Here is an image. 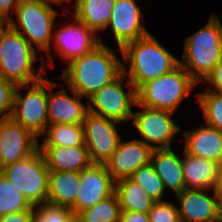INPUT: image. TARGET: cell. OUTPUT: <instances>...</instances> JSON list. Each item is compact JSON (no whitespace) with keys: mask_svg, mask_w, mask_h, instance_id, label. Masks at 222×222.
<instances>
[{"mask_svg":"<svg viewBox=\"0 0 222 222\" xmlns=\"http://www.w3.org/2000/svg\"><path fill=\"white\" fill-rule=\"evenodd\" d=\"M49 169L39 149L25 159L2 168L1 173L31 206L47 203Z\"/></svg>","mask_w":222,"mask_h":222,"instance_id":"obj_8","label":"cell"},{"mask_svg":"<svg viewBox=\"0 0 222 222\" xmlns=\"http://www.w3.org/2000/svg\"><path fill=\"white\" fill-rule=\"evenodd\" d=\"M0 22L4 25L6 22L0 17Z\"/></svg>","mask_w":222,"mask_h":222,"instance_id":"obj_40","label":"cell"},{"mask_svg":"<svg viewBox=\"0 0 222 222\" xmlns=\"http://www.w3.org/2000/svg\"><path fill=\"white\" fill-rule=\"evenodd\" d=\"M121 123L103 116L87 113L82 123L84 144L92 164H105L116 151L121 136Z\"/></svg>","mask_w":222,"mask_h":222,"instance_id":"obj_11","label":"cell"},{"mask_svg":"<svg viewBox=\"0 0 222 222\" xmlns=\"http://www.w3.org/2000/svg\"><path fill=\"white\" fill-rule=\"evenodd\" d=\"M118 143L116 151L105 163L108 173L118 181L124 178H130L139 168L148 165L154 149L140 139H132Z\"/></svg>","mask_w":222,"mask_h":222,"instance_id":"obj_17","label":"cell"},{"mask_svg":"<svg viewBox=\"0 0 222 222\" xmlns=\"http://www.w3.org/2000/svg\"><path fill=\"white\" fill-rule=\"evenodd\" d=\"M39 52L7 23L0 28V76L16 85H28L44 78L45 61L38 58ZM41 61V68L34 69Z\"/></svg>","mask_w":222,"mask_h":222,"instance_id":"obj_3","label":"cell"},{"mask_svg":"<svg viewBox=\"0 0 222 222\" xmlns=\"http://www.w3.org/2000/svg\"><path fill=\"white\" fill-rule=\"evenodd\" d=\"M195 96L200 103L206 125L222 132V93L207 90Z\"/></svg>","mask_w":222,"mask_h":222,"instance_id":"obj_29","label":"cell"},{"mask_svg":"<svg viewBox=\"0 0 222 222\" xmlns=\"http://www.w3.org/2000/svg\"><path fill=\"white\" fill-rule=\"evenodd\" d=\"M38 149L49 170L81 172L92 164L86 146H38Z\"/></svg>","mask_w":222,"mask_h":222,"instance_id":"obj_20","label":"cell"},{"mask_svg":"<svg viewBox=\"0 0 222 222\" xmlns=\"http://www.w3.org/2000/svg\"><path fill=\"white\" fill-rule=\"evenodd\" d=\"M114 193L121 211L148 213L155 202L146 190L131 178L116 181Z\"/></svg>","mask_w":222,"mask_h":222,"instance_id":"obj_25","label":"cell"},{"mask_svg":"<svg viewBox=\"0 0 222 222\" xmlns=\"http://www.w3.org/2000/svg\"><path fill=\"white\" fill-rule=\"evenodd\" d=\"M80 189L70 207L76 216L80 211L93 207L114 193L115 181L105 164H91L80 172Z\"/></svg>","mask_w":222,"mask_h":222,"instance_id":"obj_14","label":"cell"},{"mask_svg":"<svg viewBox=\"0 0 222 222\" xmlns=\"http://www.w3.org/2000/svg\"><path fill=\"white\" fill-rule=\"evenodd\" d=\"M0 222H34V207L27 211L9 213L0 217Z\"/></svg>","mask_w":222,"mask_h":222,"instance_id":"obj_35","label":"cell"},{"mask_svg":"<svg viewBox=\"0 0 222 222\" xmlns=\"http://www.w3.org/2000/svg\"><path fill=\"white\" fill-rule=\"evenodd\" d=\"M119 222H150L148 213L121 211Z\"/></svg>","mask_w":222,"mask_h":222,"instance_id":"obj_37","label":"cell"},{"mask_svg":"<svg viewBox=\"0 0 222 222\" xmlns=\"http://www.w3.org/2000/svg\"><path fill=\"white\" fill-rule=\"evenodd\" d=\"M182 155L183 178L185 182V189H198L212 191L217 174L218 163L192 156L185 151Z\"/></svg>","mask_w":222,"mask_h":222,"instance_id":"obj_22","label":"cell"},{"mask_svg":"<svg viewBox=\"0 0 222 222\" xmlns=\"http://www.w3.org/2000/svg\"><path fill=\"white\" fill-rule=\"evenodd\" d=\"M62 27V28H61ZM59 29H53L51 43L54 50L67 62L86 55L100 43L105 44L101 37L74 16V22L63 24Z\"/></svg>","mask_w":222,"mask_h":222,"instance_id":"obj_12","label":"cell"},{"mask_svg":"<svg viewBox=\"0 0 222 222\" xmlns=\"http://www.w3.org/2000/svg\"><path fill=\"white\" fill-rule=\"evenodd\" d=\"M30 85L16 86L11 117L39 139L49 124L46 90L52 92L56 83L42 78ZM23 88H29L24 96L20 93Z\"/></svg>","mask_w":222,"mask_h":222,"instance_id":"obj_7","label":"cell"},{"mask_svg":"<svg viewBox=\"0 0 222 222\" xmlns=\"http://www.w3.org/2000/svg\"><path fill=\"white\" fill-rule=\"evenodd\" d=\"M38 146H85L82 124H48Z\"/></svg>","mask_w":222,"mask_h":222,"instance_id":"obj_26","label":"cell"},{"mask_svg":"<svg viewBox=\"0 0 222 222\" xmlns=\"http://www.w3.org/2000/svg\"><path fill=\"white\" fill-rule=\"evenodd\" d=\"M142 12L136 0H115L106 28L111 29L120 53L123 45L150 33L142 25Z\"/></svg>","mask_w":222,"mask_h":222,"instance_id":"obj_15","label":"cell"},{"mask_svg":"<svg viewBox=\"0 0 222 222\" xmlns=\"http://www.w3.org/2000/svg\"><path fill=\"white\" fill-rule=\"evenodd\" d=\"M69 96L66 88H61L54 93H48L47 114L49 124H82L88 111V104L74 90Z\"/></svg>","mask_w":222,"mask_h":222,"instance_id":"obj_18","label":"cell"},{"mask_svg":"<svg viewBox=\"0 0 222 222\" xmlns=\"http://www.w3.org/2000/svg\"><path fill=\"white\" fill-rule=\"evenodd\" d=\"M209 190L185 189L176 194L182 222H217L222 218V200Z\"/></svg>","mask_w":222,"mask_h":222,"instance_id":"obj_16","label":"cell"},{"mask_svg":"<svg viewBox=\"0 0 222 222\" xmlns=\"http://www.w3.org/2000/svg\"><path fill=\"white\" fill-rule=\"evenodd\" d=\"M34 222H75V215L68 207L43 203L34 207Z\"/></svg>","mask_w":222,"mask_h":222,"instance_id":"obj_31","label":"cell"},{"mask_svg":"<svg viewBox=\"0 0 222 222\" xmlns=\"http://www.w3.org/2000/svg\"><path fill=\"white\" fill-rule=\"evenodd\" d=\"M135 106L143 108L133 112L131 119L142 141L153 149L171 148L172 141L181 131V126L171 118L173 112L147 108L138 103Z\"/></svg>","mask_w":222,"mask_h":222,"instance_id":"obj_10","label":"cell"},{"mask_svg":"<svg viewBox=\"0 0 222 222\" xmlns=\"http://www.w3.org/2000/svg\"><path fill=\"white\" fill-rule=\"evenodd\" d=\"M114 3L115 0H75L72 16L82 21L99 36L98 31L106 30Z\"/></svg>","mask_w":222,"mask_h":222,"instance_id":"obj_24","label":"cell"},{"mask_svg":"<svg viewBox=\"0 0 222 222\" xmlns=\"http://www.w3.org/2000/svg\"><path fill=\"white\" fill-rule=\"evenodd\" d=\"M39 139L12 117L0 119L2 168L27 158L38 149Z\"/></svg>","mask_w":222,"mask_h":222,"instance_id":"obj_13","label":"cell"},{"mask_svg":"<svg viewBox=\"0 0 222 222\" xmlns=\"http://www.w3.org/2000/svg\"><path fill=\"white\" fill-rule=\"evenodd\" d=\"M58 2L52 0H19L12 16L7 24L15 31L19 32L39 53L45 51L48 66L53 64L51 55V40L55 26L56 16L59 15L52 6ZM38 48H37V47Z\"/></svg>","mask_w":222,"mask_h":222,"instance_id":"obj_4","label":"cell"},{"mask_svg":"<svg viewBox=\"0 0 222 222\" xmlns=\"http://www.w3.org/2000/svg\"><path fill=\"white\" fill-rule=\"evenodd\" d=\"M121 55L124 61L122 73L137 90L143 83L171 72L179 65V59L172 55L152 35L139 38L123 45ZM129 65V70L127 66Z\"/></svg>","mask_w":222,"mask_h":222,"instance_id":"obj_2","label":"cell"},{"mask_svg":"<svg viewBox=\"0 0 222 222\" xmlns=\"http://www.w3.org/2000/svg\"><path fill=\"white\" fill-rule=\"evenodd\" d=\"M198 83L180 64L171 72L143 83L137 89L141 106L175 112Z\"/></svg>","mask_w":222,"mask_h":222,"instance_id":"obj_6","label":"cell"},{"mask_svg":"<svg viewBox=\"0 0 222 222\" xmlns=\"http://www.w3.org/2000/svg\"><path fill=\"white\" fill-rule=\"evenodd\" d=\"M122 73L121 60L115 51L100 43L92 51L70 61L60 75L68 88L88 99Z\"/></svg>","mask_w":222,"mask_h":222,"instance_id":"obj_1","label":"cell"},{"mask_svg":"<svg viewBox=\"0 0 222 222\" xmlns=\"http://www.w3.org/2000/svg\"><path fill=\"white\" fill-rule=\"evenodd\" d=\"M19 0H0V17L7 23L15 13Z\"/></svg>","mask_w":222,"mask_h":222,"instance_id":"obj_36","label":"cell"},{"mask_svg":"<svg viewBox=\"0 0 222 222\" xmlns=\"http://www.w3.org/2000/svg\"><path fill=\"white\" fill-rule=\"evenodd\" d=\"M209 83L207 90L222 93V59L206 76L203 82ZM212 86V87H211ZM213 88V89H212Z\"/></svg>","mask_w":222,"mask_h":222,"instance_id":"obj_34","label":"cell"},{"mask_svg":"<svg viewBox=\"0 0 222 222\" xmlns=\"http://www.w3.org/2000/svg\"><path fill=\"white\" fill-rule=\"evenodd\" d=\"M150 163L166 191L171 189L176 195L185 190L182 157L180 158L172 148L154 149Z\"/></svg>","mask_w":222,"mask_h":222,"instance_id":"obj_21","label":"cell"},{"mask_svg":"<svg viewBox=\"0 0 222 222\" xmlns=\"http://www.w3.org/2000/svg\"><path fill=\"white\" fill-rule=\"evenodd\" d=\"M179 64L199 84L222 59V23L212 13L207 23L184 41Z\"/></svg>","mask_w":222,"mask_h":222,"instance_id":"obj_5","label":"cell"},{"mask_svg":"<svg viewBox=\"0 0 222 222\" xmlns=\"http://www.w3.org/2000/svg\"><path fill=\"white\" fill-rule=\"evenodd\" d=\"M31 207L15 185L0 173V217L9 213L27 211Z\"/></svg>","mask_w":222,"mask_h":222,"instance_id":"obj_28","label":"cell"},{"mask_svg":"<svg viewBox=\"0 0 222 222\" xmlns=\"http://www.w3.org/2000/svg\"><path fill=\"white\" fill-rule=\"evenodd\" d=\"M16 86L0 76V119L11 117Z\"/></svg>","mask_w":222,"mask_h":222,"instance_id":"obj_33","label":"cell"},{"mask_svg":"<svg viewBox=\"0 0 222 222\" xmlns=\"http://www.w3.org/2000/svg\"><path fill=\"white\" fill-rule=\"evenodd\" d=\"M126 76L121 73L116 79L103 86L87 100L88 111L92 114L115 120L119 123H126L132 119V107L137 103V90L127 79L124 90L123 81Z\"/></svg>","mask_w":222,"mask_h":222,"instance_id":"obj_9","label":"cell"},{"mask_svg":"<svg viewBox=\"0 0 222 222\" xmlns=\"http://www.w3.org/2000/svg\"><path fill=\"white\" fill-rule=\"evenodd\" d=\"M184 151L219 163L222 160V132L218 129L200 125L193 130L182 132Z\"/></svg>","mask_w":222,"mask_h":222,"instance_id":"obj_19","label":"cell"},{"mask_svg":"<svg viewBox=\"0 0 222 222\" xmlns=\"http://www.w3.org/2000/svg\"><path fill=\"white\" fill-rule=\"evenodd\" d=\"M222 200V160L218 163L215 185L212 189Z\"/></svg>","mask_w":222,"mask_h":222,"instance_id":"obj_38","label":"cell"},{"mask_svg":"<svg viewBox=\"0 0 222 222\" xmlns=\"http://www.w3.org/2000/svg\"><path fill=\"white\" fill-rule=\"evenodd\" d=\"M80 172L49 171L47 203L70 208L80 189Z\"/></svg>","mask_w":222,"mask_h":222,"instance_id":"obj_23","label":"cell"},{"mask_svg":"<svg viewBox=\"0 0 222 222\" xmlns=\"http://www.w3.org/2000/svg\"><path fill=\"white\" fill-rule=\"evenodd\" d=\"M150 222H180L177 205L170 201H155L148 212Z\"/></svg>","mask_w":222,"mask_h":222,"instance_id":"obj_32","label":"cell"},{"mask_svg":"<svg viewBox=\"0 0 222 222\" xmlns=\"http://www.w3.org/2000/svg\"><path fill=\"white\" fill-rule=\"evenodd\" d=\"M120 213L117 195L113 193L93 207L80 211L75 216V222H119Z\"/></svg>","mask_w":222,"mask_h":222,"instance_id":"obj_27","label":"cell"},{"mask_svg":"<svg viewBox=\"0 0 222 222\" xmlns=\"http://www.w3.org/2000/svg\"><path fill=\"white\" fill-rule=\"evenodd\" d=\"M142 186L155 201H164L165 188L151 163L139 167L130 177Z\"/></svg>","mask_w":222,"mask_h":222,"instance_id":"obj_30","label":"cell"},{"mask_svg":"<svg viewBox=\"0 0 222 222\" xmlns=\"http://www.w3.org/2000/svg\"><path fill=\"white\" fill-rule=\"evenodd\" d=\"M52 1L58 2V3H60L61 5H63V4H64L63 2H68V3H70L72 0H52Z\"/></svg>","mask_w":222,"mask_h":222,"instance_id":"obj_39","label":"cell"}]
</instances>
